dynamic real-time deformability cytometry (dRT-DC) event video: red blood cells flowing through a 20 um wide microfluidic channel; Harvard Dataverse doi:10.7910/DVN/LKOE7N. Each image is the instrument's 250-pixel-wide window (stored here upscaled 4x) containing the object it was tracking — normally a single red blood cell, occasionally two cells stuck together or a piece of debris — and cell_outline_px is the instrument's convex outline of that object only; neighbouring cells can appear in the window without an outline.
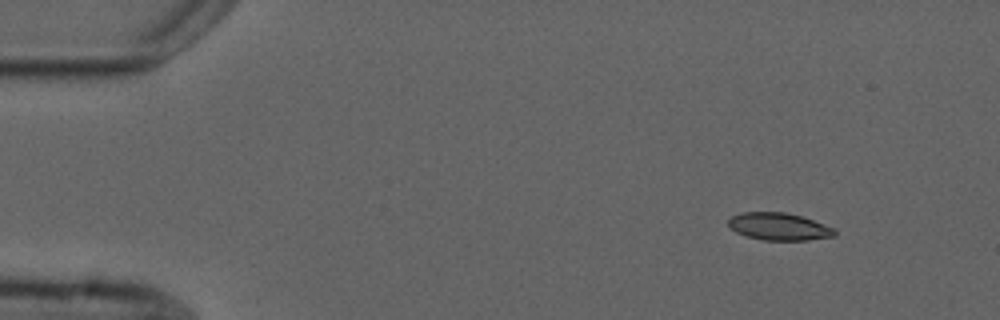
{"species": "common noctule bat (a hibernating species)", "species_latin": "Nyctalus noctula", "temperature_condition": "cold", "stored_images_in_passage": 7, "camera_frame_rate_fps": 3000, "um_per_image_px": 0.085, "animal": {"sex": "male", "forearm_length_mm": 52.5}, "frame": {"image": 1, "passage_image": 1, "time_ms": 0.0, "image_size_px": [1000, 320], "cell_outline_px": [[836, 236], [808, 240], [764, 240], [748, 236], [736, 232], [728, 224], [728, 220], [732, 216], [740, 212], [784, 212], [800, 216], [836, 228]], "centroid_in_image_um": [66.23, 19.26], "position_along_channel_um": 18.8, "area_um2": 16.88}}
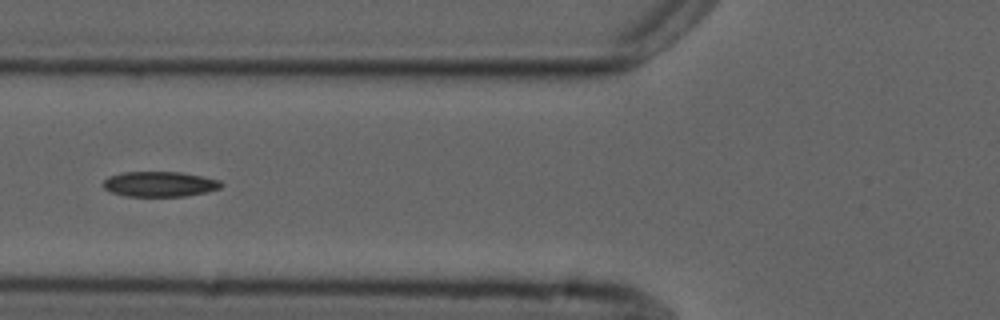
{"frame": {"image": 2, "passage_image": 5, "time_ms": 5.0, "image_size_px": [1000, 320], "cell_outline_px": [[224, 184], [220, 188], [208, 192], [184, 196], [124, 196], [112, 192], [104, 188], [104, 180], [108, 176], [124, 172], [180, 172], [220, 180]], "centroid_in_image_um": [13.59, 15.65], "position_along_channel_um": 112.2, "area_um2": 17.28}}
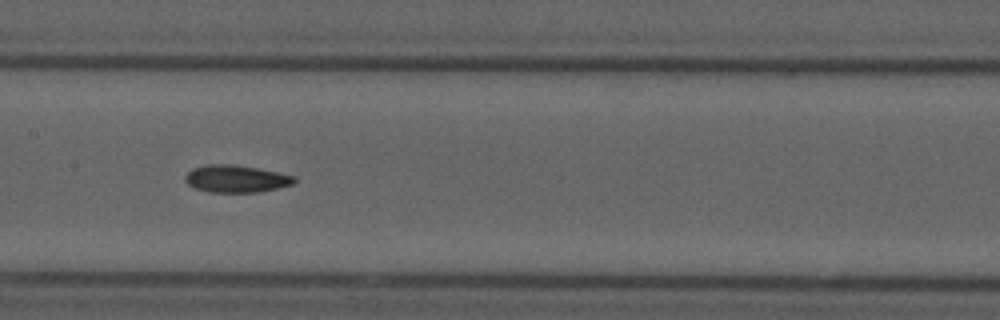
{"frame": {"image": 3, "passage_image": 7, "time_ms": 7.0, "image_size_px": [1000, 320], "cell_outline_px": [[296, 180], [292, 184], [260, 192], [208, 192], [196, 188], [188, 184], [184, 180], [184, 176], [192, 168], [208, 164], [228, 164], [256, 168], [296, 176]], "centroid_in_image_um": [20.04, 15.2], "position_along_channel_um": 187.4, "area_um2": 17.22}}